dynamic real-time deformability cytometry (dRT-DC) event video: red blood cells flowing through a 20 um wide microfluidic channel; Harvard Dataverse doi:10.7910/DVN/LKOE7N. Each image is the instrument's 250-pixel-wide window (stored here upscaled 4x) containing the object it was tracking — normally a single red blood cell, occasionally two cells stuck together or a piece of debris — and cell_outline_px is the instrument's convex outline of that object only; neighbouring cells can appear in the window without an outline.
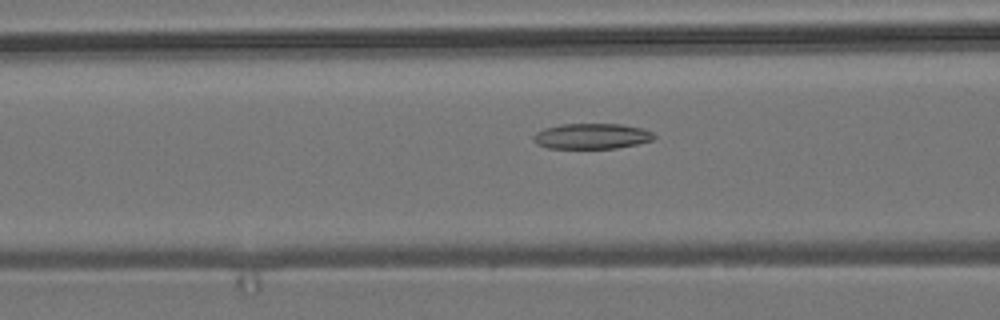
{"species": "common noctule bat (a hibernating species)", "species_latin": "Nyctalus noctula", "temperature_condition": "room temperature", "stored_images_in_passage": 55, "camera_frame_rate_fps": 3000, "um_per_image_px": 0.085, "animal": {"sex": "male", "body_mass_g": 19.2, "forearm_length_mm": 51.8}, "frame": {"image": 1, "passage_image": 22, "time_ms": 7.0, "image_size_px": [1000, 320], "cell_outline_px": [[656, 136], [652, 140], [636, 144], [616, 148], [548, 148], [536, 144], [532, 140], [532, 136], [536, 132], [544, 128], [560, 124], [620, 124], [644, 128], [652, 132]], "centroid_in_image_um": [50.27, 11.57], "position_along_channel_um": 116.3, "area_um2": 18.03}}
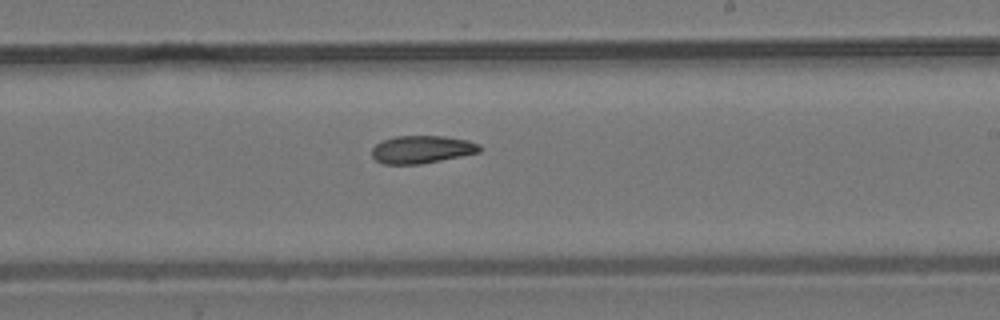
{"frame": {"image": 2, "passage_image": 33, "time_ms": 10.667, "image_size_px": [1000, 320], "cell_outline_px": [[480, 152], [420, 164], [384, 164], [376, 160], [372, 156], [372, 148], [380, 140], [396, 136], [444, 136], [468, 140], [480, 144]], "centroid_in_image_um": [35.83, 12.69], "position_along_channel_um": 253.2, "area_um2": 17.4}}
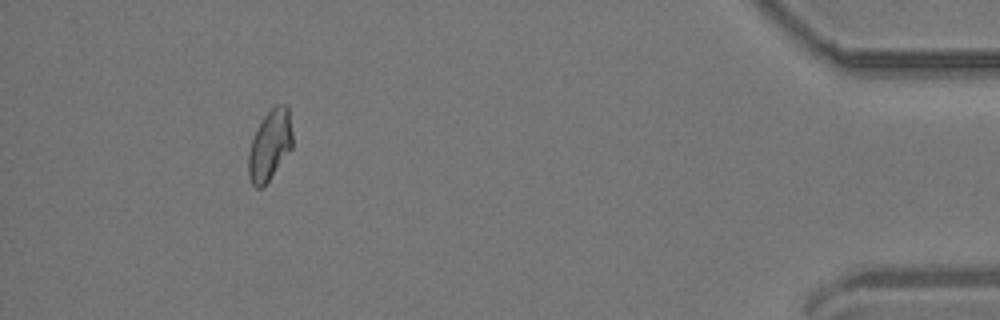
{"frame": {"image": 3, "passage_image": 51, "time_ms": 16.667, "image_size_px": [1000, 320], "cell_outline_px": [[292, 148], [268, 180], [260, 188], [256, 188], [252, 184], [248, 176], [248, 152], [252, 140], [268, 108], [276, 104], [288, 104], [292, 132]], "centroid_in_image_um": [22.94, 12.29], "position_along_channel_um": 412.3, "area_um2": 17.98}}